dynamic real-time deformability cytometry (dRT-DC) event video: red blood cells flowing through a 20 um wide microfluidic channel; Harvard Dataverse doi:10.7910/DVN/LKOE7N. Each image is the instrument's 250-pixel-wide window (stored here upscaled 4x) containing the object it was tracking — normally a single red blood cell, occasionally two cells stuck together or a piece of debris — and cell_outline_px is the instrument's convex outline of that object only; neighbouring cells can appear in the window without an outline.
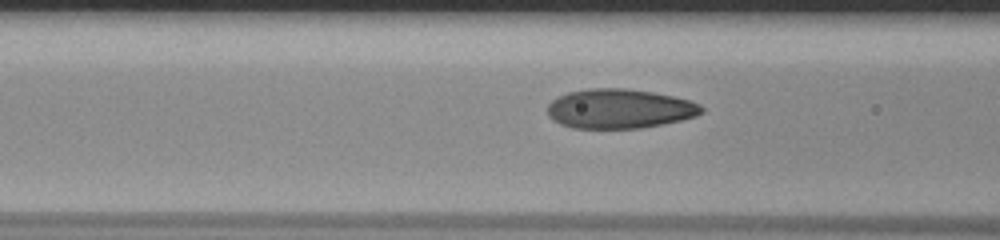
{"species": "human", "species_latin": "Homo sapiens", "temperature_condition": "room temperature", "stored_images_in_passage": 37, "camera_frame_rate_fps": 3000, "um_per_image_px": 0.085, "donor": {"sex": "male"}, "frame": {"image": 1, "passage_image": 11, "time_ms": 3.333, "image_size_px": [1000, 240], "cell_outline_px": [[704, 112], [696, 116], [680, 120], [640, 128], [572, 128], [560, 124], [548, 116], [548, 104], [552, 100], [568, 92], [588, 88], [628, 88], [652, 92], [672, 96], [688, 100], [700, 104], [704, 108]], "centroid_in_image_um": [52.65, 9.24], "position_along_channel_um": 114.0, "area_um2": 35.37}}
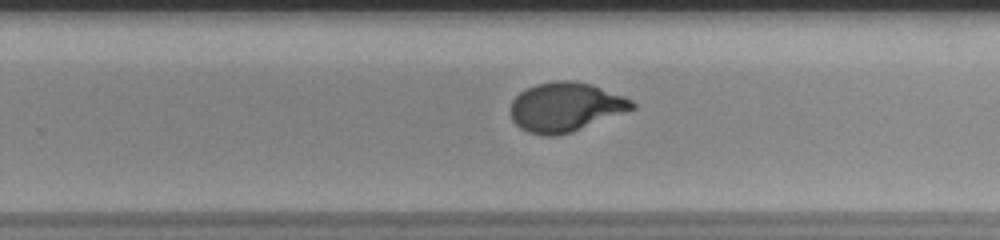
{"frame": {"image": 2, "passage_image": 24, "time_ms": 7.667, "image_size_px": [1000, 240], "cell_outline_px": [[636, 108], [572, 132], [556, 136], [544, 136], [528, 132], [520, 128], [512, 120], [508, 112], [508, 108], [512, 100], [520, 92], [536, 84], [556, 80], [572, 80], [592, 84], [624, 96], [632, 100], [636, 104]], "centroid_in_image_um": [48.04, 9.1], "position_along_channel_um": 281.8, "area_um2": 35.2}}
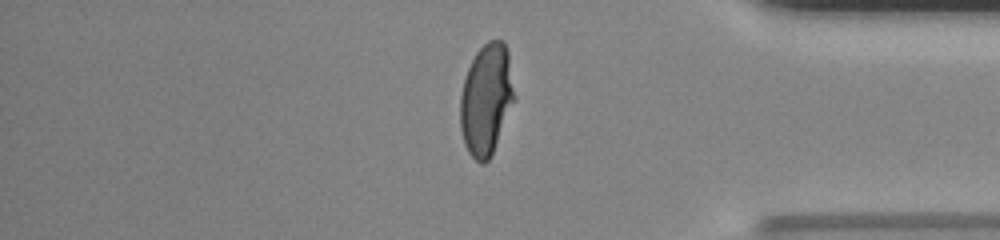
{"frame": {"image": 3, "passage_image": 34, "time_ms": 11.0, "image_size_px": [1000, 240], "cell_outline_px": [[516, 96], [492, 156], [484, 164], [480, 164], [468, 152], [464, 144], [460, 128], [460, 96], [464, 80], [468, 68], [476, 52], [488, 40], [504, 40], [508, 48]], "centroid_in_image_um": [41.35, 8.45], "position_along_channel_um": 393.8, "area_um2": 35.55}, "authors_computed_cell_mechanics": {"area_um2": 34.8534, "velocity_mm_per_s": 3.8863, "shape_relaxation_time_tau1_ms": 4.6934, "shape_relaxation_time_tau2_ms": null, "deformation_change_tau1": 0.229, "deformation_change_tau2": null}}